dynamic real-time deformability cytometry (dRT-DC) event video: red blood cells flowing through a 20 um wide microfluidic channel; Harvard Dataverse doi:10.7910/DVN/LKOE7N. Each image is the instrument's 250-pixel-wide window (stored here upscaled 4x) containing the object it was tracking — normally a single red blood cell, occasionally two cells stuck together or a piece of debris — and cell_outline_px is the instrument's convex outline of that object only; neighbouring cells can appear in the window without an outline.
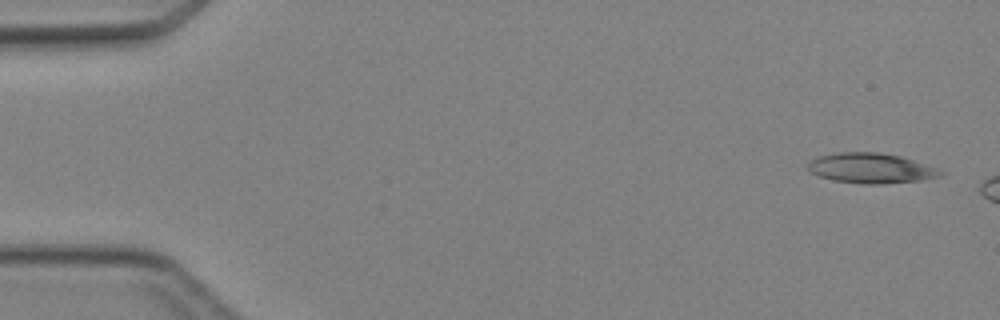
{"species": "Egyptian fruit bat (a non-hibernating species)", "species_latin": "Rousettus aegyptiacus", "temperature_condition": "cold", "stored_images_in_passage": 3, "camera_frame_rate_fps": 3000, "um_per_image_px": 0.085, "animal": {"sex": "female"}, "frame": {"image": 1, "passage_image": 1, "time_ms": 0.0, "image_size_px": [1000, 320], "cell_outline_px": [[944, 176], [920, 180], [880, 184], [864, 184], [832, 180], [820, 176], [812, 172], [808, 168], [808, 164], [816, 156], [840, 152], [880, 152], [900, 156], [936, 168], [944, 172]], "centroid_in_image_um": [74.03, 14.29], "position_along_channel_um": 11.0, "area_um2": 23.12}}